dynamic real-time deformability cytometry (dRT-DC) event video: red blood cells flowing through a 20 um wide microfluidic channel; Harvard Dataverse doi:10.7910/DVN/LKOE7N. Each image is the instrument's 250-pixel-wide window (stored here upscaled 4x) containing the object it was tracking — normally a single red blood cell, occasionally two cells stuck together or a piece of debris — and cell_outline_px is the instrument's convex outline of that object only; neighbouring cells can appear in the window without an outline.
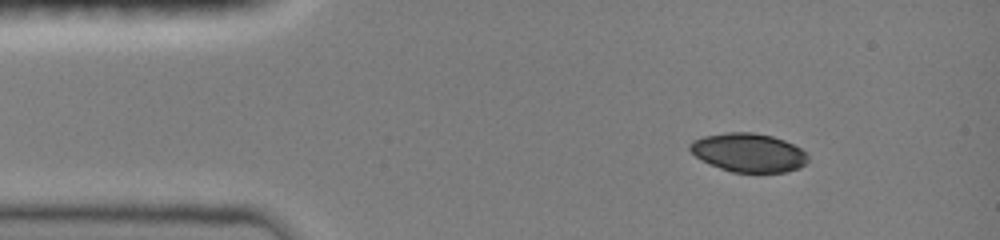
{"species": "common noctule bat (a hibernating species)", "species_latin": "Nyctalus noctula", "temperature_condition": "room temperature", "stored_images_in_passage": 28, "camera_frame_rate_fps": 3000, "um_per_image_px": 0.085, "animal": {"sex": "female", "body_mass_g": 19.0, "forearm_length_mm": 51.5}, "frame": {"image": 1, "passage_image": 5, "time_ms": 1.333, "image_size_px": [1000, 240], "cell_outline_px": [[808, 160], [800, 168], [788, 172], [732, 172], [720, 168], [696, 156], [688, 148], [688, 144], [692, 140], [704, 136], [728, 132], [752, 132], [772, 136], [784, 140], [800, 148], [808, 156]], "centroid_in_image_um": [63.63, 12.97], "position_along_channel_um": 21.4, "area_um2": 26.47}}
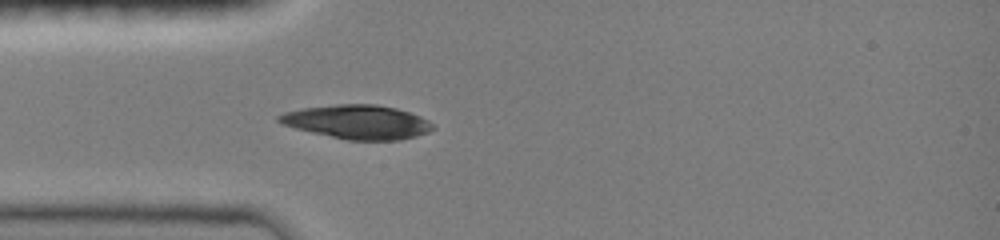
{"frame": {"image": 2, "passage_image": 17, "time_ms": 3.667, "image_size_px": [1000, 240], "cell_outline_px": [[436, 128], [428, 132], [416, 136], [400, 140], [348, 140], [312, 132], [280, 124], [276, 120], [276, 116], [284, 112], [304, 108], [336, 104], [376, 104], [396, 108], [420, 116], [428, 120]], "centroid_in_image_um": [30.38, 10.36], "position_along_channel_um": 54.6, "area_um2": 30.4}}
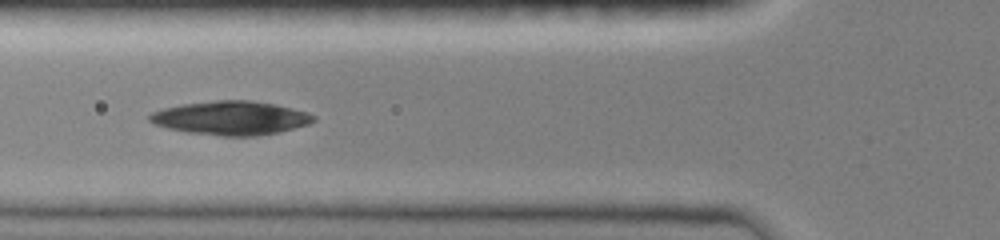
{"frame": {"image": 3, "passage_image": 25, "time_ms": 5.0, "image_size_px": [1000, 240], "cell_outline_px": [[316, 120], [308, 124], [280, 132], [256, 136], [220, 136], [188, 132], [168, 128], [156, 124], [148, 120], [148, 116], [152, 112], [164, 108], [180, 104], [216, 100], [252, 100], [276, 104], [308, 112], [316, 116]], "centroid_in_image_um": [19.65, 10.02], "position_along_channel_um": 106.1, "area_um2": 32.43}}